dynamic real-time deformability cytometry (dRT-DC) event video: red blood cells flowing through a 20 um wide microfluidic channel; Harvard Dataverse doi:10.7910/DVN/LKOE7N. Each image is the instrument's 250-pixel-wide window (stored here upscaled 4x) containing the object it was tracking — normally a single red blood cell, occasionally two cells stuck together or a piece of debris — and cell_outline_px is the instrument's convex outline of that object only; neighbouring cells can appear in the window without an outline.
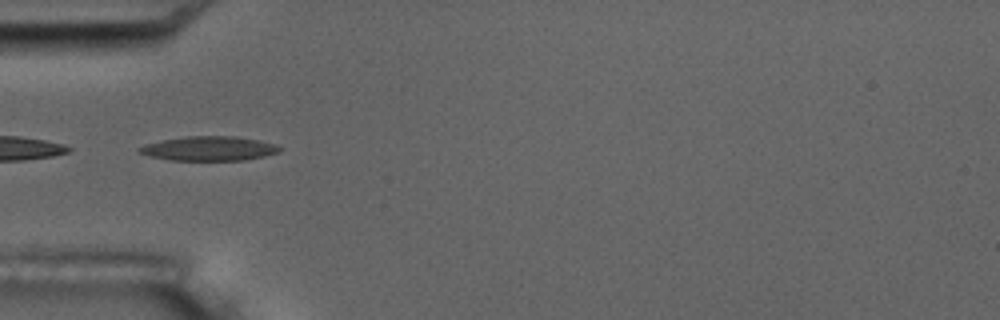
{"species": "common noctule bat (a hibernating species)", "species_latin": "Nyctalus noctula", "temperature_condition": "room temperature", "stored_images_in_passage": 4, "camera_frame_rate_fps": 3000, "um_per_image_px": 0.085, "animal": {"sex": "male", "body_mass_g": 17.5, "forearm_length_mm": 52.3}, "frame": {"image": 1, "passage_image": 2, "time_ms": 1.333, "image_size_px": [1000, 320], "cell_outline_px": [[284, 148], [280, 152], [264, 156], [244, 160], [168, 160], [136, 152], [136, 148], [144, 144], [164, 140], [188, 136], [236, 136], [260, 140], [276, 144]], "centroid_in_image_um": [17.8, 12.62], "position_along_channel_um": 67.2, "area_um2": 20.06}}